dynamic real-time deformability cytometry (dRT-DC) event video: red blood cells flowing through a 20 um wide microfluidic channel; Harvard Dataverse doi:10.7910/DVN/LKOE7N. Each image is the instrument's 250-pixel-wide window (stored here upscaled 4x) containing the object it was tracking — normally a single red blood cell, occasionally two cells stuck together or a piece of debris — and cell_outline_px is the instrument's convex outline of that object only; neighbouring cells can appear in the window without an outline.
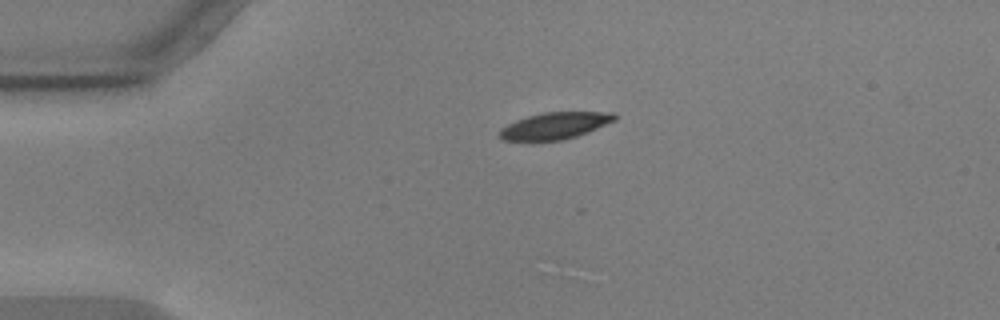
{"species": "common noctule bat (a hibernating species)", "species_latin": "Nyctalus noctula", "temperature_condition": "warm", "stored_images_in_passage": 45, "camera_frame_rate_fps": 3000, "um_per_image_px": 0.085, "animal": {"sex": "male", "body_mass_g": 17.9, "forearm_length_mm": 54.2}, "frame": {"image": 1, "passage_image": 1, "time_ms": 0.0, "image_size_px": [1000, 320], "cell_outline_px": [[616, 120], [588, 132], [564, 140], [500, 140], [500, 128], [516, 120], [528, 116], [544, 112], [616, 112]], "centroid_in_image_um": [47.19, 10.68], "position_along_channel_um": 37.8, "area_um2": 17.8}}
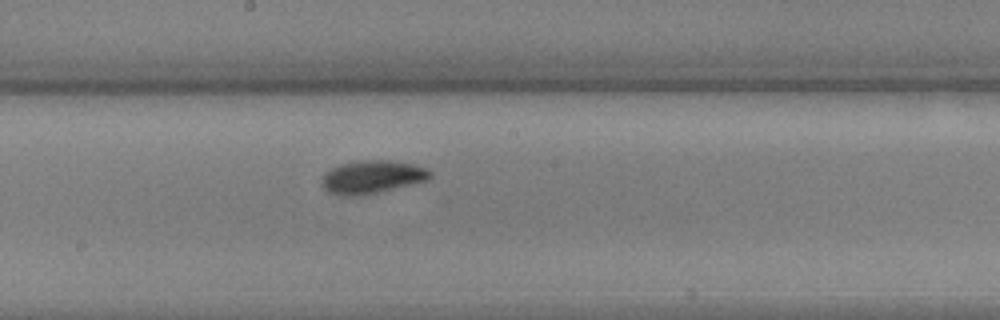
{"frame": {"image": 2, "passage_image": 19, "time_ms": 6.0, "image_size_px": [1000, 320], "cell_outline_px": [[432, 176], [428, 180], [376, 192], [352, 196], [344, 196], [328, 192], [320, 184], [324, 176], [332, 168], [340, 164], [360, 160], [388, 160], [412, 164], [428, 168], [432, 172]], "centroid_in_image_um": [31.64, 15.03], "position_along_channel_um": 216.6, "area_um2": 20.58}}
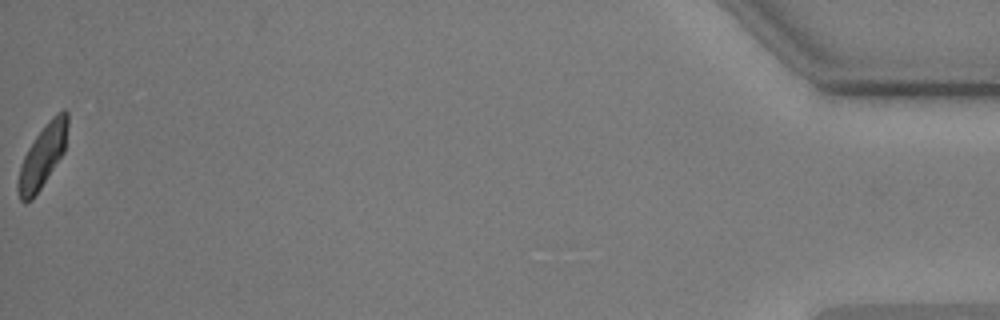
{"frame": {"image": 3, "passage_image": 45, "time_ms": 14.667, "image_size_px": [1000, 320], "cell_outline_px": [[68, 124], [64, 152], [32, 200], [24, 204], [20, 200], [16, 188], [16, 184], [20, 168], [24, 156], [28, 148], [36, 136], [52, 116], [64, 108], [68, 112]], "centroid_in_image_um": [3.6, 13.28], "position_along_channel_um": 431.6, "area_um2": 17.98}, "authors_computed_cell_mechanics": {"area_um2": 19.3052, "velocity_mm_per_s": 3.574, "shape_relaxation_time_tau1_ms": 2.5814, "shape_relaxation_time_tau2_ms": 3.8319, "deformation_change_tau1": 0.1059, "deformation_change_tau2": 0.0708}}